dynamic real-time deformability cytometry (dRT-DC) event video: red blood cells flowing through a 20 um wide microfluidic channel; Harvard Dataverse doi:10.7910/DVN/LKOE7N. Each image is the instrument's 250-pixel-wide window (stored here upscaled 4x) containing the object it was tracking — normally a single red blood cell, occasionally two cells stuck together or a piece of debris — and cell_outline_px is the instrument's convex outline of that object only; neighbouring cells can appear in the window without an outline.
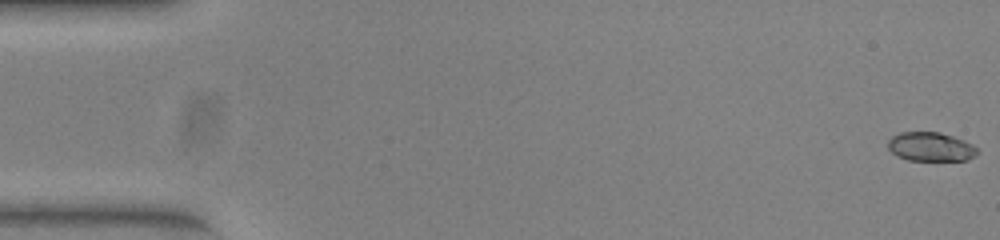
{"species": "common noctule bat (a hibernating species)", "species_latin": "Nyctalus noctula", "temperature_condition": "warm", "stored_images_in_passage": 14, "camera_frame_rate_fps": 3000, "um_per_image_px": 0.085, "animal": {"sex": "female", "body_mass_g": 23.0, "forearm_length_mm": 53.4}, "frame": {"image": 1, "passage_image": 1, "time_ms": 0.0, "image_size_px": [1000, 240], "cell_outline_px": [[980, 152], [976, 156], [968, 160], [908, 160], [896, 156], [888, 148], [888, 140], [892, 136], [900, 132], [940, 132], [964, 140], [972, 144]], "centroid_in_image_um": [79.12, 12.48], "position_along_channel_um": 5.9, "area_um2": 15.2}}